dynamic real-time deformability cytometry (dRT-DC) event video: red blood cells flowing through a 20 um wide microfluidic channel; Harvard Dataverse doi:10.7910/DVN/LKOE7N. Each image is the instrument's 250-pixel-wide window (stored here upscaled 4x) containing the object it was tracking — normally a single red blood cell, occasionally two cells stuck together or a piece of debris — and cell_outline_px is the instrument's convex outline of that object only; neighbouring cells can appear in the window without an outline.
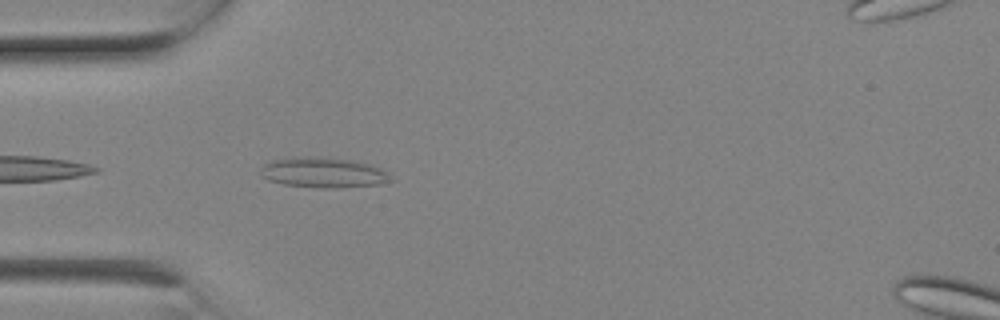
{"species": "Egyptian fruit bat (a non-hibernating species)", "species_latin": "Rousettus aegyptiacus", "temperature_condition": "room temperature", "stored_images_in_passage": 1, "camera_frame_rate_fps": 3000, "um_per_image_px": 0.085, "animal": {"sex": "female"}, "frame": {"image": 1, "passage_image": 1, "time_ms": 0.0, "image_size_px": [1000, 320], "cell_outline_px": [[396, 180], [380, 184], [336, 188], [324, 188], [284, 184], [268, 180], [260, 176], [260, 168], [264, 164], [272, 160], [304, 156], [320, 156], [352, 160], [368, 164], [380, 168], [388, 172]], "centroid_in_image_um": [27.5, 14.66], "position_along_channel_um": 57.5, "area_um2": 23.18}}